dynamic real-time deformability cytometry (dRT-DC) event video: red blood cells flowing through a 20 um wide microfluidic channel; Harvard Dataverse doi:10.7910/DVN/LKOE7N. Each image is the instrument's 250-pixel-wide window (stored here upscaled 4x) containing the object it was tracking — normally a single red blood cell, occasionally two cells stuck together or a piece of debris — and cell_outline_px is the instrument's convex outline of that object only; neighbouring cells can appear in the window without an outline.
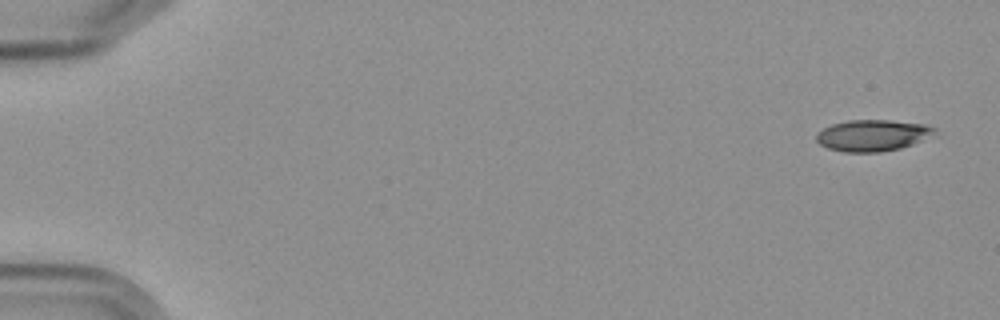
{"species": "Egyptian fruit bat (a non-hibernating species)", "species_latin": "Rousettus aegyptiacus", "temperature_condition": "cold", "stored_images_in_passage": 6, "camera_frame_rate_fps": 3000, "um_per_image_px": 0.085, "frame": {"image": 1, "passage_image": 1, "time_ms": 0.0, "image_size_px": [1000, 320], "cell_outline_px": [[936, 128], [920, 140], [912, 144], [900, 148], [880, 152], [844, 152], [828, 148], [820, 144], [816, 140], [816, 136], [824, 128], [832, 124], [848, 120], [888, 120], [924, 124]], "centroid_in_image_um": [74.09, 11.51], "position_along_channel_um": 10.9, "area_um2": 21.1}}
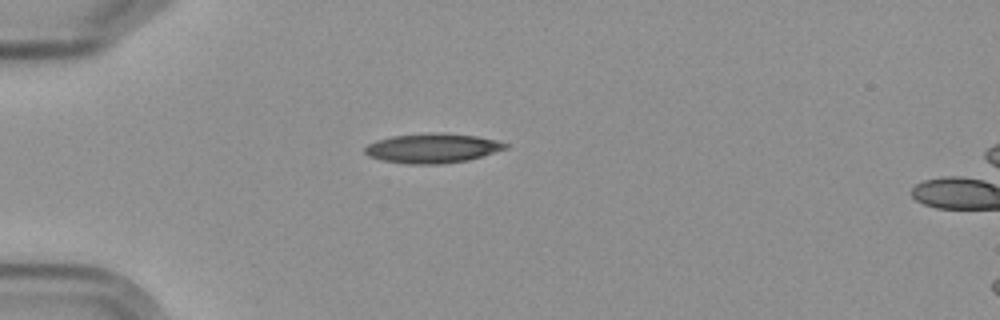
{"frame": {"image": 2, "passage_image": 5, "time_ms": 4.667, "image_size_px": [1000, 320], "cell_outline_px": [[508, 148], [468, 160], [440, 164], [408, 164], [384, 160], [368, 156], [364, 152], [364, 148], [368, 144], [376, 140], [392, 136], [476, 136], [496, 140], [508, 144]], "centroid_in_image_um": [36.73, 12.66], "position_along_channel_um": 48.3, "area_um2": 22.83}}